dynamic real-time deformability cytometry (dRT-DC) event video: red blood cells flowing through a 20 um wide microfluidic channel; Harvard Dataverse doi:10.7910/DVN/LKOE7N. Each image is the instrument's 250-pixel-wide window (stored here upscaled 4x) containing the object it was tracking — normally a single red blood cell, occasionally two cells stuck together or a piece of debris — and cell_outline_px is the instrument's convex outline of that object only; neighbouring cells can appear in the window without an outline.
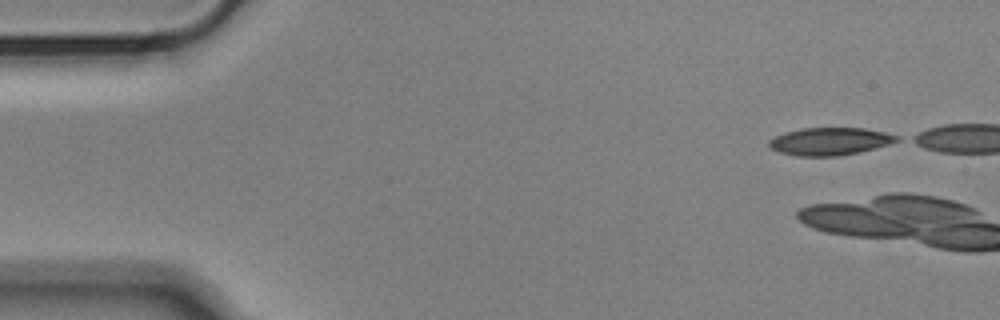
{"species": "Egyptian fruit bat (a non-hibernating species)", "species_latin": "Rousettus aegyptiacus", "temperature_condition": "cold", "stored_images_in_passage": 4, "camera_frame_rate_fps": 3000, "um_per_image_px": 0.085, "animal": {"sex": "male"}, "frame": {"image": 1, "passage_image": 1, "time_ms": 0.0, "image_size_px": [1000, 320], "cell_outline_px": [[900, 140], [888, 144], [860, 152], [836, 156], [796, 156], [780, 152], [772, 148], [768, 144], [768, 140], [784, 132], [800, 128], [864, 128], [884, 132], [900, 136]], "centroid_in_image_um": [70.53, 12.01], "position_along_channel_um": 14.5, "area_um2": 20.52}}